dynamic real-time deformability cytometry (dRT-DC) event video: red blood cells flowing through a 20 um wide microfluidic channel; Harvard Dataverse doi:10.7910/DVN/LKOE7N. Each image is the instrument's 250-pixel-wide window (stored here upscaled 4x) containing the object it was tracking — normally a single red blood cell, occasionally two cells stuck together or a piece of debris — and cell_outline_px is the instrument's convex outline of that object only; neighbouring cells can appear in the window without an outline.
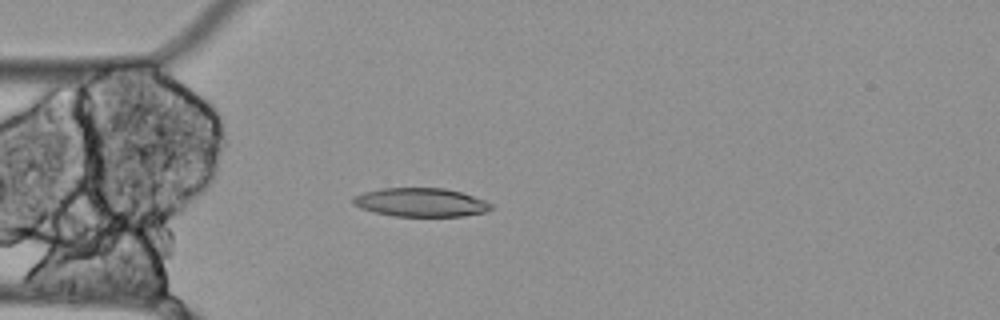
{"species": "Egyptian fruit bat (a non-hibernating species)", "species_latin": "Rousettus aegyptiacus", "temperature_condition": "cold", "stored_images_in_passage": 43, "camera_frame_rate_fps": 3000, "um_per_image_px": 0.085, "animal": {"sex": "female"}, "frame": {"image": 1, "passage_image": 2, "time_ms": 0.333, "image_size_px": [1000, 320], "cell_outline_px": [[492, 208], [484, 212], [460, 216], [396, 216], [376, 212], [360, 208], [352, 204], [352, 196], [364, 192], [380, 188], [444, 188], [460, 192], [484, 200], [492, 204]], "centroid_in_image_um": [35.72, 17.19], "position_along_channel_um": 49.3, "area_um2": 22.89}}
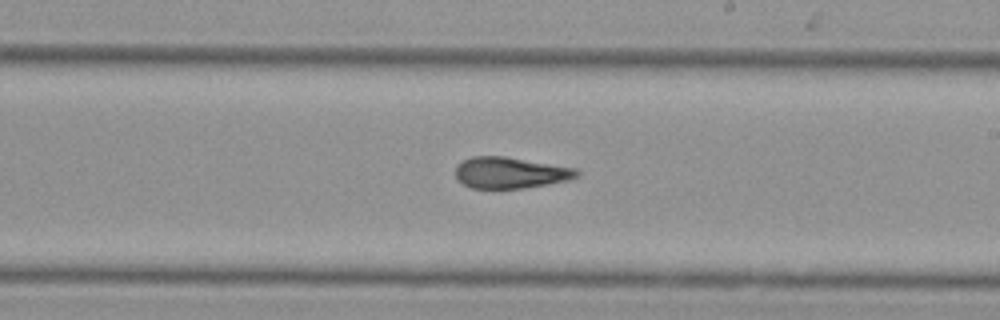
{"frame": {"image": 2, "passage_image": 19, "time_ms": 6.0, "image_size_px": [1000, 320], "cell_outline_px": [[580, 176], [568, 180], [524, 188], [472, 188], [464, 184], [456, 176], [456, 164], [472, 156], [504, 156], [576, 168], [580, 172]], "centroid_in_image_um": [43.39, 14.67], "position_along_channel_um": 245.6, "area_um2": 21.96}}
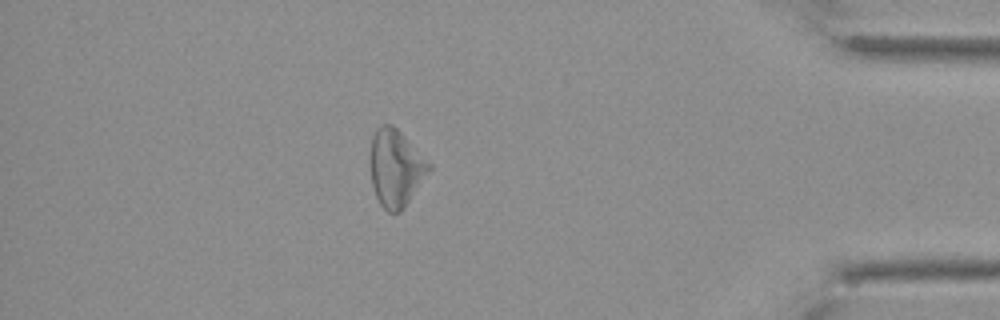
{"frame": {"image": 3, "passage_image": 36, "time_ms": 11.667, "image_size_px": [1000, 320], "cell_outline_px": [[432, 168], [404, 208], [400, 212], [388, 212], [380, 204], [376, 196], [372, 184], [372, 136], [376, 128], [380, 124], [392, 124], [432, 164]], "centroid_in_image_um": [33.67, 14.28], "position_along_channel_um": 401.5, "area_um2": 25.95}, "authors_computed_cell_mechanics": {"area_um2": 23.5246, "velocity_mm_per_s": 3.463, "shape_relaxation_time_tau1_ms": null, "shape_relaxation_time_tau2_ms": 4.4942, "deformation_change_tau1": null, "deformation_change_tau2": 0.1647}}